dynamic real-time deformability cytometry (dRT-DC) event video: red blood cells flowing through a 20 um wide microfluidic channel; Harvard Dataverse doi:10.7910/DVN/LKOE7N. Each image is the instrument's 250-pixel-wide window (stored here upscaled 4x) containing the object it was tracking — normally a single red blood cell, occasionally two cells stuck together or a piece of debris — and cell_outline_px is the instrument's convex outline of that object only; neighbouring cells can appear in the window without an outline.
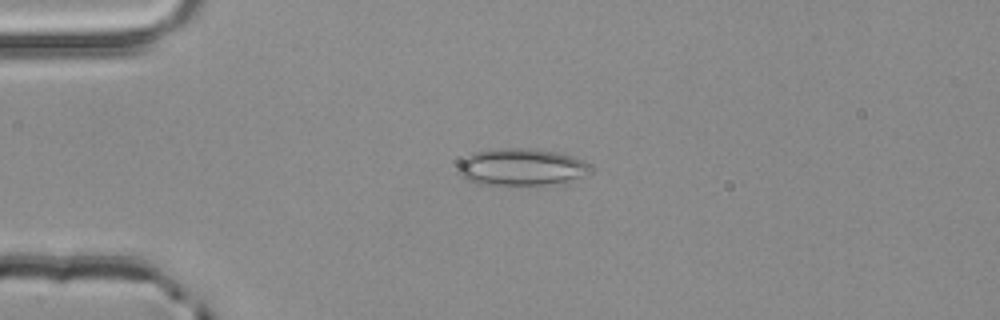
{"species": "common noctule bat (a hibernating species)", "species_latin": "Nyctalus noctula", "temperature_condition": "room temperature", "stored_images_in_passage": 2, "camera_frame_rate_fps": 3000, "um_per_image_px": 0.085, "animal": {"sex": "male", "body_mass_g": 20.4}, "frame": {"image": 1, "passage_image": 2, "time_ms": 0.333, "image_size_px": [1000, 320], "cell_outline_px": [[592, 168], [568, 184], [480, 184], [468, 180], [460, 176], [456, 172], [456, 168], [460, 160], [464, 156], [472, 152], [496, 148], [532, 148], [556, 152], [572, 156], [584, 160], [592, 164]], "centroid_in_image_um": [44.29, 14.19], "position_along_channel_um": 40.7, "area_um2": 29.02}}